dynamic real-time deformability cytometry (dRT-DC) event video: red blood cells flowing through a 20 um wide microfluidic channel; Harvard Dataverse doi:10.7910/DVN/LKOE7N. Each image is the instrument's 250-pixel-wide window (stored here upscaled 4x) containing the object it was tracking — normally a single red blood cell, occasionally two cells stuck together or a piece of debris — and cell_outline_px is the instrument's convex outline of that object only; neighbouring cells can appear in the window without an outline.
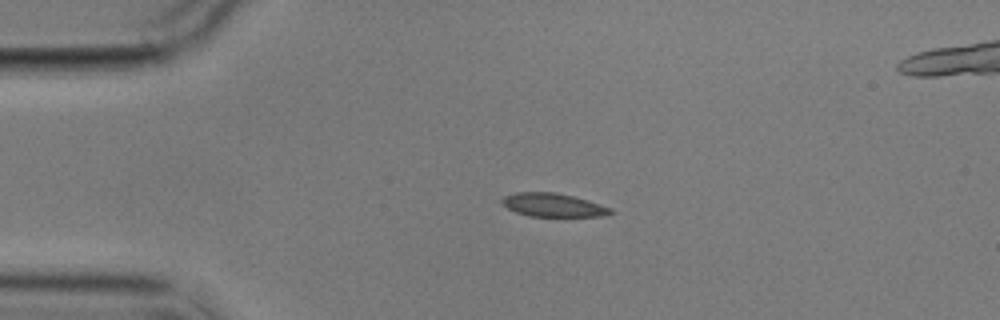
{"species": "common noctule bat (a hibernating species)", "species_latin": "Nyctalus noctula", "temperature_condition": "cold", "stored_images_in_passage": 2, "camera_frame_rate_fps": 3000, "um_per_image_px": 0.085, "animal": {"sex": "male", "body_mass_g": 17.9}, "frame": {"image": 1, "passage_image": 1, "time_ms": 0.0, "image_size_px": [1000, 320], "cell_outline_px": [[616, 212], [604, 216], [528, 216], [516, 212], [508, 208], [500, 200], [504, 196], [516, 192], [556, 192], [588, 200], [612, 208]], "centroid_in_image_um": [47.04, 17.42], "position_along_channel_um": 38.0, "area_um2": 14.85}}